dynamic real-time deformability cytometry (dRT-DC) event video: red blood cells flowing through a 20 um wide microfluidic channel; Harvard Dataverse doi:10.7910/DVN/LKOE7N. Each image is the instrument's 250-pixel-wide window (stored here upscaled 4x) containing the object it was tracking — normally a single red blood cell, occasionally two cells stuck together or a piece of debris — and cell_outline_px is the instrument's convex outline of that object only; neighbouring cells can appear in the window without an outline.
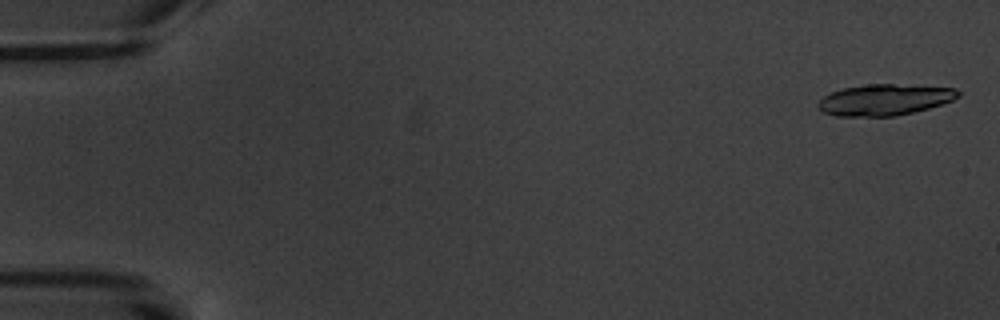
{"species": "common noctule bat (a hibernating species)", "species_latin": "Nyctalus noctula", "temperature_condition": "warm", "stored_images_in_passage": 6, "camera_frame_rate_fps": 3000, "um_per_image_px": 0.085, "animal": {"sex": "male", "body_mass_g": 20.1, "forearm_length_mm": 53.5}, "frame": {"image": 1, "passage_image": 1, "time_ms": 0.0, "image_size_px": [1000, 320], "cell_outline_px": [[960, 96], [952, 100], [928, 108], [896, 116], [836, 116], [824, 112], [816, 104], [824, 96], [832, 92], [844, 88], [868, 84], [892, 84], [956, 88], [960, 92]], "centroid_in_image_um": [75.19, 8.48], "position_along_channel_um": 9.8, "area_um2": 25.14}}
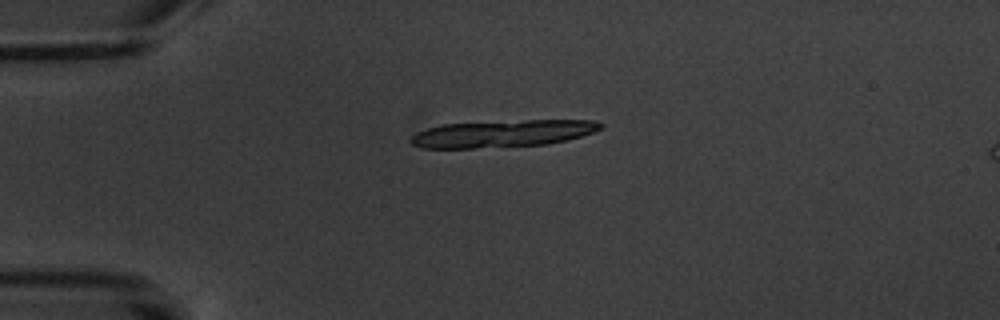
{"frame": {"image": 2, "passage_image": 4, "time_ms": 4.333, "image_size_px": [1000, 320], "cell_outline_px": [[604, 128], [580, 136], [548, 144], [472, 148], [420, 148], [412, 144], [408, 140], [416, 132], [440, 124], [528, 120], [596, 120], [604, 124]], "centroid_in_image_um": [42.7, 11.35], "position_along_channel_um": 42.3, "area_um2": 29.94}}